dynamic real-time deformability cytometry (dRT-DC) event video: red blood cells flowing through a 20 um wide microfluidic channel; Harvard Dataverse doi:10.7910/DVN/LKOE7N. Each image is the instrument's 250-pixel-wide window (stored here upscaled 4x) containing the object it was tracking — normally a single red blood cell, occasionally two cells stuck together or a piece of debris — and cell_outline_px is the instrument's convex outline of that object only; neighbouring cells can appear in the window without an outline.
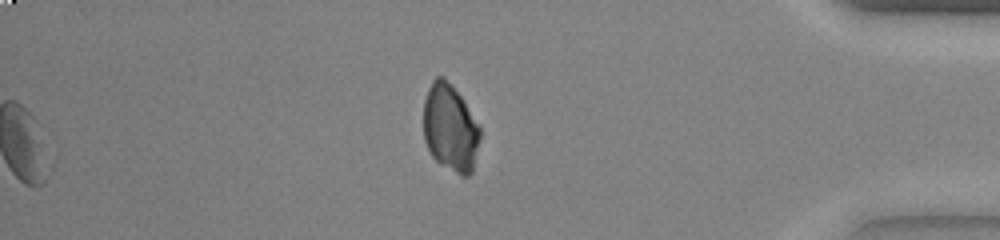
{"species": "common noctule bat (a hibernating species)", "species_latin": "Nyctalus noctula", "temperature_condition": "warm", "stored_images_in_passage": 41, "segment_of_instrument_passage": [2, 2], "camera_frame_rate_fps": 3000, "um_per_image_px": 0.085, "animal": {"sex": "female", "body_mass_g": 23.0, "forearm_length_mm": 53.4}, "frame": {"image": 1, "passage_image": 41, "time_ms": 13.333, "image_size_px": [1000, 240], "cell_outline_px": [[480, 136], [472, 172], [468, 176], [460, 176], [440, 164], [432, 156], [424, 140], [424, 100], [428, 88], [432, 80], [436, 76], [444, 76], [452, 84], [464, 100], [480, 128]], "centroid_in_image_um": [38.26, 10.86], "position_along_channel_um": 396.9, "area_um2": 28.9}}